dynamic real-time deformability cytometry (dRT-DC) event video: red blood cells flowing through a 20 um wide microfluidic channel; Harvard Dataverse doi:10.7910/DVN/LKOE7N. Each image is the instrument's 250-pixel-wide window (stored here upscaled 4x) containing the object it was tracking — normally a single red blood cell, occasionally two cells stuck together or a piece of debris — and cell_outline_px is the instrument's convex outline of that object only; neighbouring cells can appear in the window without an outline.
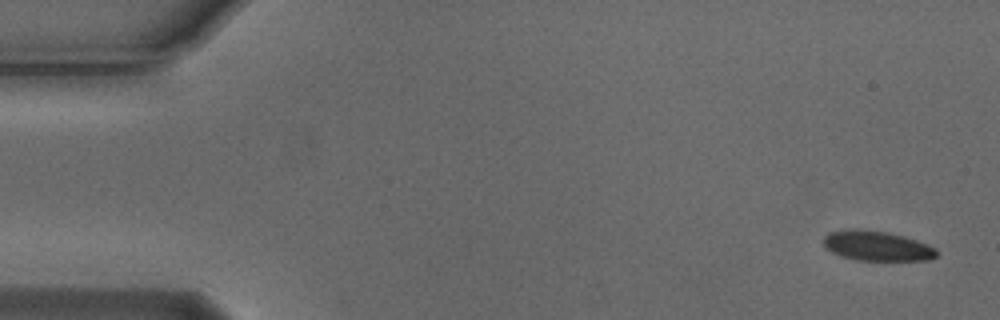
{"species": "Egyptian fruit bat (a non-hibernating species)", "species_latin": "Rousettus aegyptiacus", "temperature_condition": "cold", "stored_images_in_passage": 5, "camera_frame_rate_fps": 3000, "um_per_image_px": 0.085, "animal": {"sex": "male"}, "frame": {"image": 1, "passage_image": 1, "time_ms": 0.0, "image_size_px": [1000, 320], "cell_outline_px": [[936, 256], [928, 260], [856, 260], [840, 256], [824, 248], [824, 236], [828, 232], [852, 228], [856, 228], [888, 232], [904, 236], [916, 240], [936, 248]], "centroid_in_image_um": [74.49, 20.89], "position_along_channel_um": 10.5, "area_um2": 19.77}}
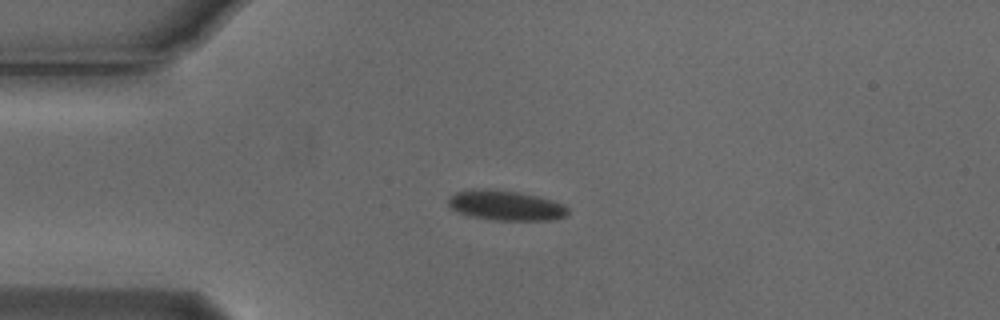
{"frame": {"image": 2, "passage_image": 4, "time_ms": 1.0, "image_size_px": [1000, 320], "cell_outline_px": [[568, 216], [552, 220], [496, 220], [468, 216], [448, 208], [448, 196], [456, 192], [488, 188], [520, 192], [552, 200], [564, 204], [568, 208]], "centroid_in_image_um": [42.98, 17.47], "position_along_channel_um": 42.0, "area_um2": 21.1}}